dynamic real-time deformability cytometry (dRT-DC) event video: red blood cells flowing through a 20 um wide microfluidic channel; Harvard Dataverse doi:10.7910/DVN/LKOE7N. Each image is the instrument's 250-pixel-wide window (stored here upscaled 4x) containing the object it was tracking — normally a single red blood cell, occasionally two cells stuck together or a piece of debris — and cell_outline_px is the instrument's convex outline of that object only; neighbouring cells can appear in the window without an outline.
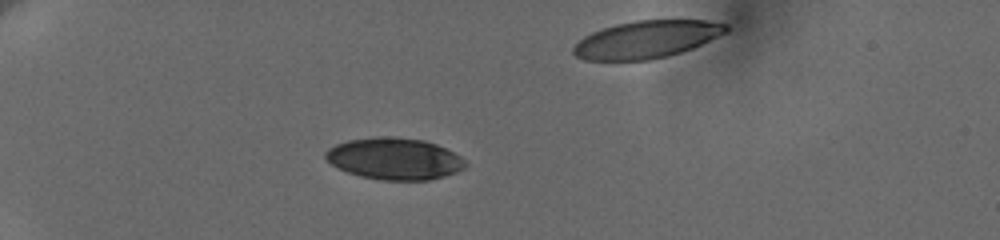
{"species": "human", "species_latin": "Homo sapiens", "temperature_condition": "cold", "stored_images_in_passage": 32, "camera_frame_rate_fps": 3000, "um_per_image_px": 0.085, "donor": {"sex": "female"}, "frame": {"image": 1, "passage_image": 8, "time_ms": 5.667, "image_size_px": [1000, 240], "cell_outline_px": [[468, 164], [464, 168], [456, 172], [444, 176], [428, 180], [380, 180], [360, 176], [336, 168], [324, 156], [324, 152], [328, 148], [336, 144], [348, 140], [376, 136], [388, 136], [424, 140], [436, 144], [460, 156]], "centroid_in_image_um": [33.5, 13.49], "position_along_channel_um": 51.5, "area_um2": 34.04}}
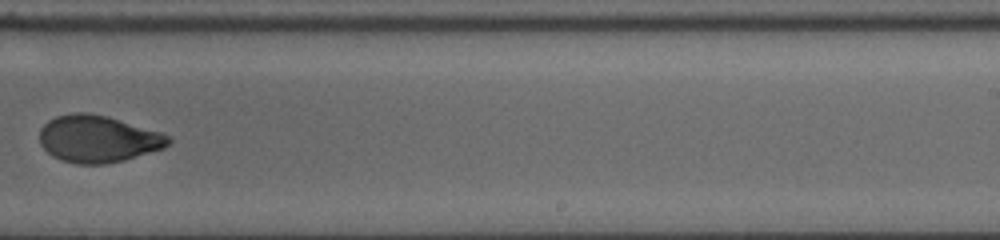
{"frame": {"image": 2, "passage_image": 21, "time_ms": 13.0, "image_size_px": [1000, 240], "cell_outline_px": [[172, 140], [164, 148], [124, 160], [104, 164], [76, 164], [60, 160], [52, 156], [40, 144], [40, 128], [48, 120], [56, 116], [76, 112], [88, 112], [108, 116], [160, 132], [168, 136]], "centroid_in_image_um": [8.3, 11.8], "position_along_channel_um": 280.7, "area_um2": 35.32}}
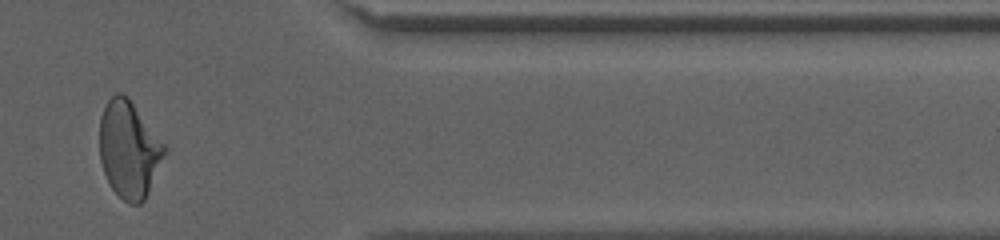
{"frame": {"image": 3, "passage_image": 30, "time_ms": 16.667, "image_size_px": [1000, 240], "cell_outline_px": [[168, 148], [148, 192], [144, 200], [140, 204], [128, 204], [108, 184], [100, 160], [100, 116], [108, 100], [116, 92], [120, 92], [128, 96]], "centroid_in_image_um": [10.96, 12.69], "position_along_channel_um": 400.4, "area_um2": 36.59}}